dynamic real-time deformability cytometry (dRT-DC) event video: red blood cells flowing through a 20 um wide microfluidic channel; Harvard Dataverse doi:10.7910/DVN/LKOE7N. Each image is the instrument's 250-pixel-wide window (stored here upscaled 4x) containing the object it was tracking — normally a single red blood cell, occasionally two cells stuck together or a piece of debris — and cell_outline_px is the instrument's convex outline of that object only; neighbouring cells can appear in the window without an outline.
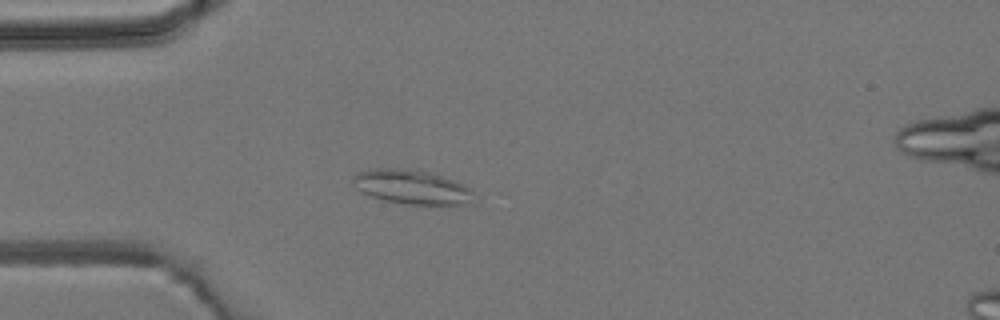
{"species": "common noctule bat (a hibernating species)", "species_latin": "Nyctalus noctula", "temperature_condition": "room temperature", "stored_images_in_passage": 5, "camera_frame_rate_fps": 3000, "um_per_image_px": 0.085, "animal": {"sex": "male", "body_mass_g": 19.2, "forearm_length_mm": 51.8}, "frame": {"image": 1, "passage_image": 4, "time_ms": 4.333, "image_size_px": [1000, 320], "cell_outline_px": [[480, 196], [472, 204], [404, 204], [384, 200], [360, 192], [352, 184], [352, 176], [360, 172], [376, 168], [420, 168], [464, 184], [472, 188]], "centroid_in_image_um": [35.1, 15.89], "position_along_channel_um": 49.9, "area_um2": 24.91}}